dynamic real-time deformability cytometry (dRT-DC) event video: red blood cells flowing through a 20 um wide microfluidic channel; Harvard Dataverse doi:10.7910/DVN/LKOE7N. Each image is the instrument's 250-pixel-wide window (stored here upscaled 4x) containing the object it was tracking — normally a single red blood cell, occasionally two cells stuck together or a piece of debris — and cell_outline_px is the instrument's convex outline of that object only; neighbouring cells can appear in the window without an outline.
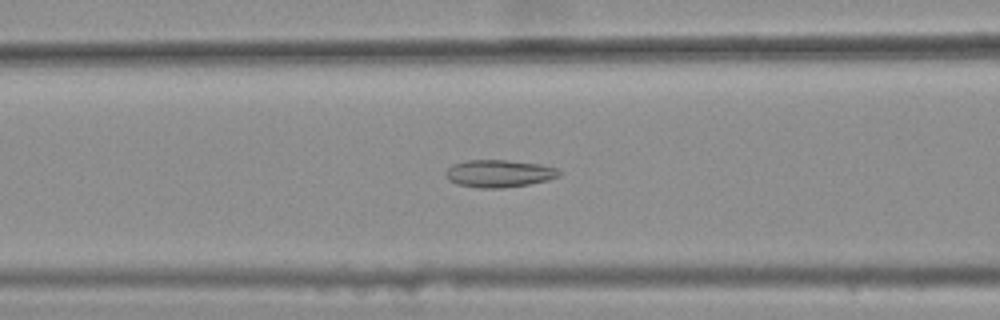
{"species": "common noctule bat (a hibernating species)", "species_latin": "Nyctalus noctula", "temperature_condition": "warm", "stored_images_in_passage": 39, "camera_frame_rate_fps": 3000, "um_per_image_px": 0.085, "animal": {"sex": "female", "body_mass_g": 25.1}, "frame": {"image": 1, "passage_image": 14, "time_ms": 4.333, "image_size_px": [1000, 320], "cell_outline_px": [[560, 176], [548, 180], [528, 184], [504, 188], [476, 188], [456, 184], [448, 180], [444, 172], [452, 164], [468, 160], [508, 160], [540, 164], [556, 168], [560, 172]], "centroid_in_image_um": [42.38, 14.75], "position_along_channel_um": 124.2, "area_um2": 18.26}}
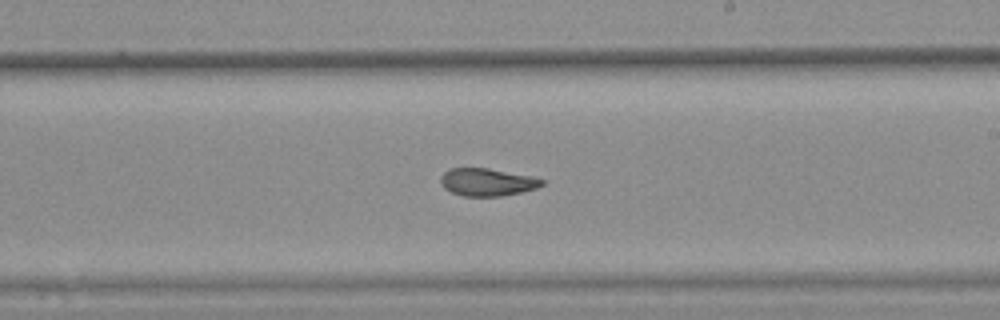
{"frame": {"image": 2, "passage_image": 24, "time_ms": 7.667, "image_size_px": [1000, 320], "cell_outline_px": [[544, 184], [536, 188], [520, 192], [500, 196], [464, 196], [452, 192], [444, 188], [440, 180], [440, 176], [448, 168], [488, 168], [528, 176], [544, 180]], "centroid_in_image_um": [41.36, 15.48], "position_along_channel_um": 247.6, "area_um2": 16.07}}
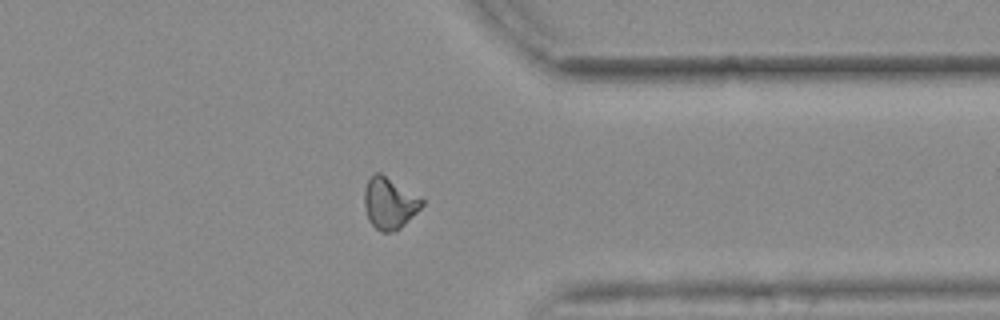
{"frame": {"image": 3, "passage_image": 35, "time_ms": 11.333, "image_size_px": [1000, 320], "cell_outline_px": [[424, 204], [396, 232], [380, 232], [368, 220], [364, 208], [364, 188], [368, 180], [376, 172], [380, 172], [424, 196]], "centroid_in_image_um": [33.13, 17.25], "position_along_channel_um": 378.3, "area_um2": 17.74}, "authors_computed_cell_mechanics": {"area_um2": 17.051, "velocity_mm_per_s": 3.7131, "shape_relaxation_time_tau1_ms": null, "shape_relaxation_time_tau2_ms": 2.356, "deformation_change_tau1": null, "deformation_change_tau2": 0.0962}}